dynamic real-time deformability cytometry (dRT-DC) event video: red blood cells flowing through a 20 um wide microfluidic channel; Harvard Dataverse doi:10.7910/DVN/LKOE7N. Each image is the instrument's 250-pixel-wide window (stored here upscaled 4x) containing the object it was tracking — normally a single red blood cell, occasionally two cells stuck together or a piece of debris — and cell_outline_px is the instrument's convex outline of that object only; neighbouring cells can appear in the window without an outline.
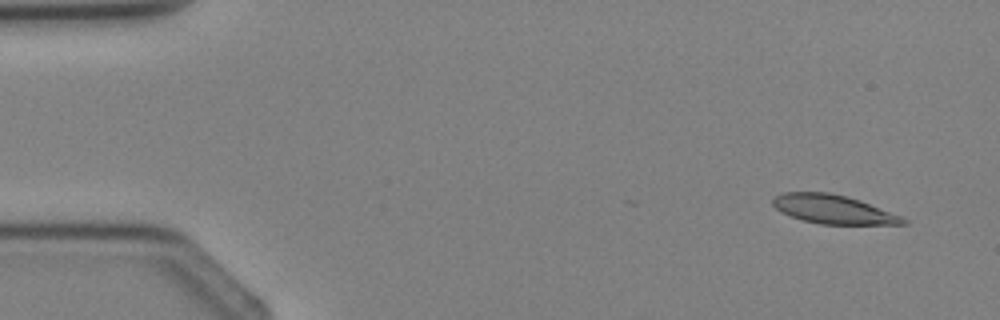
{"species": "Egyptian fruit bat (a non-hibernating species)", "species_latin": "Rousettus aegyptiacus", "temperature_condition": "cold", "stored_images_in_passage": 4, "segment_of_instrument_passage": [1, 2], "camera_frame_rate_fps": 3000, "um_per_image_px": 0.085, "animal": {"sex": "female"}, "frame": {"image": 1, "passage_image": 1, "time_ms": 0.0, "image_size_px": [1000, 320], "cell_outline_px": [[908, 224], [820, 224], [804, 220], [792, 216], [776, 208], [772, 204], [772, 196], [780, 192], [828, 192], [848, 196], [860, 200], [900, 216], [908, 220]], "centroid_in_image_um": [70.8, 17.77], "position_along_channel_um": 14.2, "area_um2": 21.73}}